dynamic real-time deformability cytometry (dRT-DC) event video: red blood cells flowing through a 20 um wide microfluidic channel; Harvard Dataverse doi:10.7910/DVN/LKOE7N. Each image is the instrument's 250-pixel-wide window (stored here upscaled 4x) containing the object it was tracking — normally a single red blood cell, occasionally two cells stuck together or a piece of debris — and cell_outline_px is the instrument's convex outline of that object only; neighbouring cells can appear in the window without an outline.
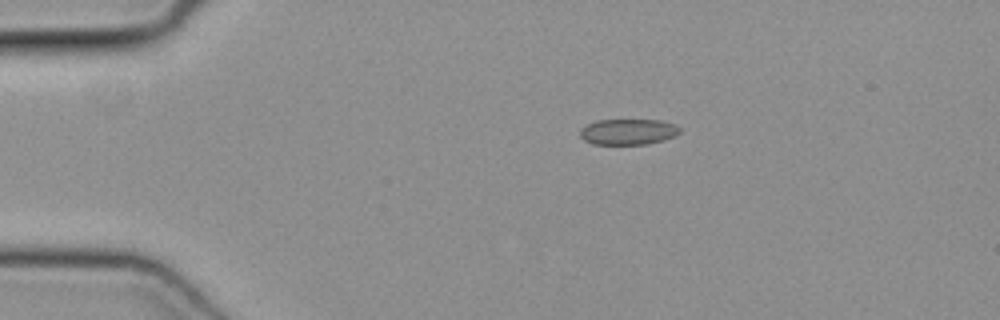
{"species": "common noctule bat (a hibernating species)", "species_latin": "Nyctalus noctula", "temperature_condition": "cold", "stored_images_in_passage": 41, "camera_frame_rate_fps": 3000, "um_per_image_px": 0.085, "animal": {"sex": "female", "body_mass_g": 19.3, "forearm_length_mm": 54.1}, "frame": {"image": 1, "passage_image": 1, "time_ms": 0.0, "image_size_px": [1000, 320], "cell_outline_px": [[680, 132], [676, 136], [664, 140], [648, 144], [592, 144], [584, 140], [580, 136], [580, 132], [588, 124], [596, 120], [660, 120], [676, 124], [680, 128]], "centroid_in_image_um": [53.44, 11.2], "position_along_channel_um": 31.6, "area_um2": 15.03}}
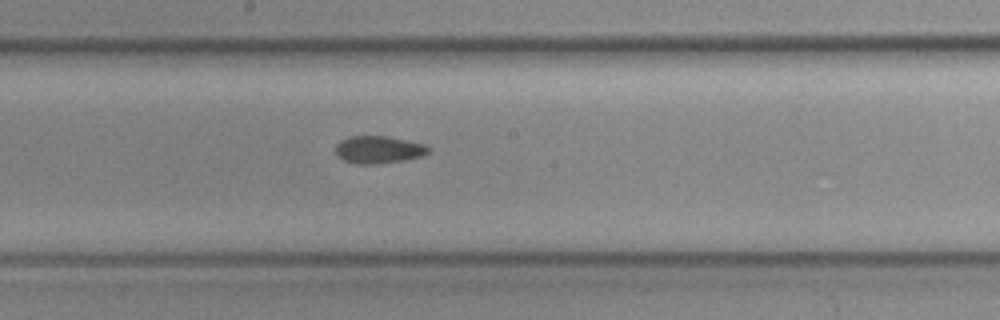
{"frame": {"image": 2, "passage_image": 18, "time_ms": 5.667, "image_size_px": [1000, 320], "cell_outline_px": [[432, 148], [428, 152], [420, 156], [404, 160], [376, 164], [356, 164], [344, 160], [336, 152], [336, 144], [340, 140], [348, 136], [388, 136], [424, 144]], "centroid_in_image_um": [32.17, 12.71], "position_along_channel_um": 216.0, "area_um2": 14.8}}
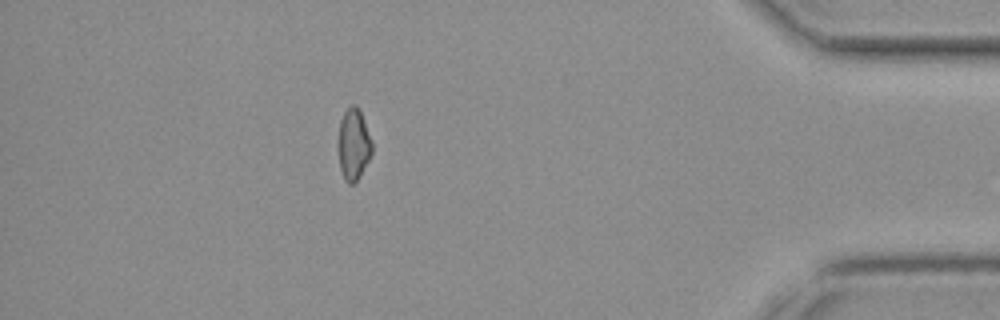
{"frame": {"image": 3, "passage_image": 35, "time_ms": 11.333, "image_size_px": [1000, 320], "cell_outline_px": [[372, 152], [360, 176], [352, 184], [348, 184], [344, 180], [340, 168], [340, 120], [344, 112], [352, 104], [356, 104], [360, 108], [372, 140]], "centroid_in_image_um": [30.09, 12.24], "position_along_channel_um": 405.1, "area_um2": 13.81}}